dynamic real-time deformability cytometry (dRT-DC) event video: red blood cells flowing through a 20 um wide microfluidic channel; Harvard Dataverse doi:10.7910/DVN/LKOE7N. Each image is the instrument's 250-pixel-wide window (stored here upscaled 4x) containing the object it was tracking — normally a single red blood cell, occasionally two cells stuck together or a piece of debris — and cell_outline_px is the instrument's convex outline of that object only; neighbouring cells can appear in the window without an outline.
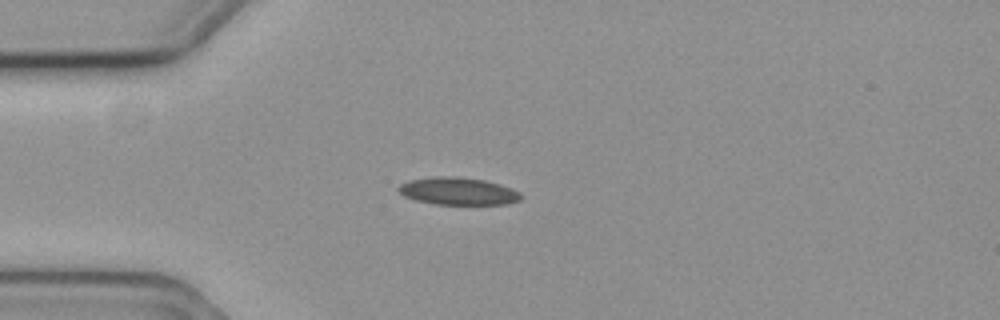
{"species": "common noctule bat (a hibernating species)", "species_latin": "Nyctalus noctula", "temperature_condition": "cold", "stored_images_in_passage": 5, "camera_frame_rate_fps": 3000, "um_per_image_px": 0.085, "animal": {"sex": "female", "body_mass_g": 19.3, "forearm_length_mm": 54.1}, "frame": {"image": 1, "passage_image": 4, "time_ms": 1.0, "image_size_px": [1000, 320], "cell_outline_px": [[524, 196], [520, 200], [508, 204], [436, 204], [416, 200], [404, 196], [396, 188], [400, 184], [408, 180], [440, 176], [456, 176], [484, 180], [500, 184], [512, 188], [520, 192]], "centroid_in_image_um": [38.96, 16.25], "position_along_channel_um": 46.0, "area_um2": 19.65}}